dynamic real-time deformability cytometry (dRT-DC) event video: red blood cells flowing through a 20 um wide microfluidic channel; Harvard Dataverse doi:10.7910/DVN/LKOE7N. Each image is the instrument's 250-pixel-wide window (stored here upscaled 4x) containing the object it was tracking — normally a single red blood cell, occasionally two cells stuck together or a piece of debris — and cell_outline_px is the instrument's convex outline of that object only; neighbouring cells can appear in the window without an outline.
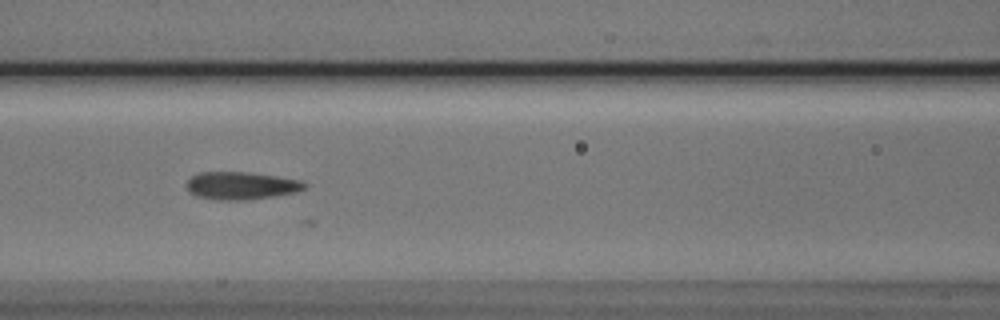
{"species": "Egyptian fruit bat (a non-hibernating species)", "species_latin": "Rousettus aegyptiacus", "temperature_condition": "cold", "stored_images_in_passage": 23, "camera_frame_rate_fps": 3000, "um_per_image_px": 0.085, "animal": {"sex": "male"}, "frame": {"image": 1, "passage_image": 7, "time_ms": 2.0, "image_size_px": [1000, 320], "cell_outline_px": [[308, 184], [304, 188], [296, 192], [276, 196], [248, 200], [216, 200], [196, 196], [188, 192], [184, 184], [192, 176], [200, 172], [248, 172], [276, 176], [300, 180]], "centroid_in_image_um": [20.46, 15.79], "position_along_channel_um": 146.1, "area_um2": 19.25}}
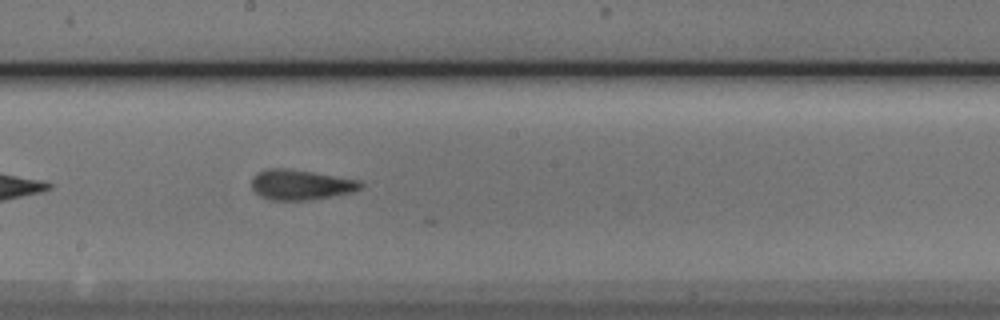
{"frame": {"image": 2, "passage_image": 13, "time_ms": 4.0, "image_size_px": [1000, 320], "cell_outline_px": [[364, 184], [360, 188], [352, 192], [332, 196], [308, 200], [272, 200], [260, 196], [252, 188], [252, 176], [256, 172], [268, 168], [288, 168], [360, 180]], "centroid_in_image_um": [25.54, 15.69], "position_along_channel_um": 222.7, "area_um2": 19.19}}
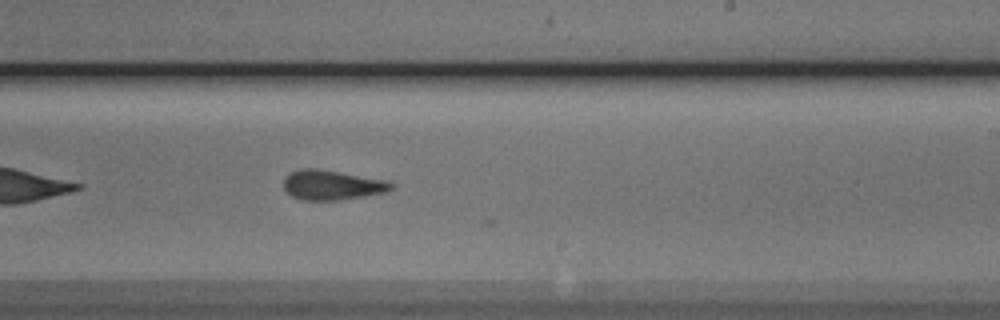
{"frame": {"image": 3, "passage_image": 16, "time_ms": 5.0, "image_size_px": [1000, 320], "cell_outline_px": [[396, 184], [388, 192], [340, 200], [304, 200], [292, 196], [284, 188], [284, 176], [288, 172], [300, 168], [316, 168], [388, 180]], "centroid_in_image_um": [28.23, 15.71], "position_along_channel_um": 260.8, "area_um2": 18.9}}